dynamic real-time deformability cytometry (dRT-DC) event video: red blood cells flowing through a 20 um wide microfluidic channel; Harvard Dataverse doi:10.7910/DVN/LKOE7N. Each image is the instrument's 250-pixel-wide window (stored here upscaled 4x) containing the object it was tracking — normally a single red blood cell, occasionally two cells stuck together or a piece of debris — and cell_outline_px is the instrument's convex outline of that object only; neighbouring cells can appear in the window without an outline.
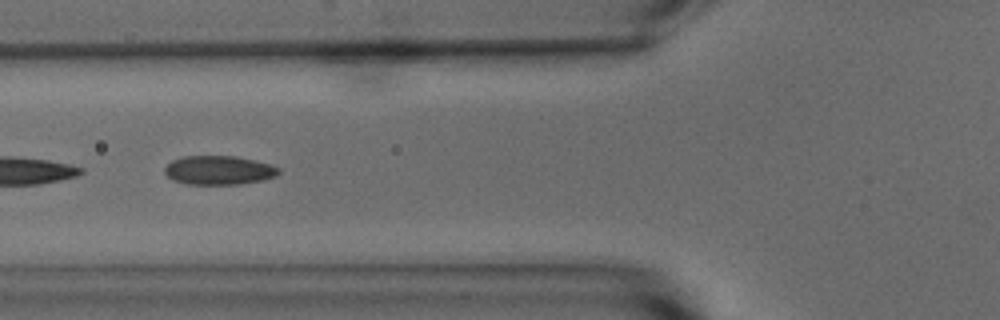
{"species": "common noctule bat (a hibernating species)", "species_latin": "Nyctalus noctula", "temperature_condition": "warm", "stored_images_in_passage": 19, "camera_frame_rate_fps": 3000, "um_per_image_px": 0.085, "animal": {"sex": "male", "body_mass_g": 15.6}, "frame": {"image": 1, "passage_image": 11, "time_ms": 3.333, "image_size_px": [1000, 320], "cell_outline_px": [[280, 172], [276, 176], [264, 180], [240, 184], [188, 184], [172, 180], [164, 172], [164, 168], [172, 160], [184, 156], [236, 156], [272, 164], [280, 168]], "centroid_in_image_um": [18.63, 14.47], "position_along_channel_um": 107.2, "area_um2": 19.36}}